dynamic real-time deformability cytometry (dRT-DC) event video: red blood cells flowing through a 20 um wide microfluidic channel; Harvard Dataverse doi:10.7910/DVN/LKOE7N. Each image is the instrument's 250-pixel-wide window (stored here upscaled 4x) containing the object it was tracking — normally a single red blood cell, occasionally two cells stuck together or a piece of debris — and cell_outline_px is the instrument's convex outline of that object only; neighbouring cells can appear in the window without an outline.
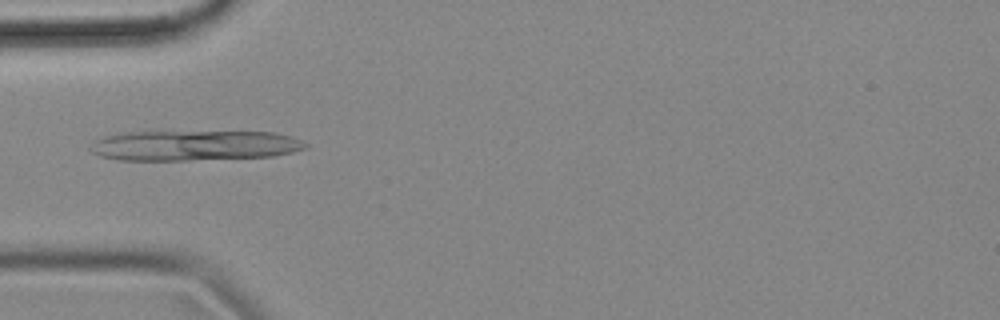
{"species": "common noctule bat (a hibernating species)", "species_latin": "Nyctalus noctula", "temperature_condition": "cold", "stored_images_in_passage": 23, "segment_of_instrument_passage": [1, 2], "camera_frame_rate_fps": 3000, "um_per_image_px": 0.085, "animal": {"sex": "female", "body_mass_g": 18.4}, "frame": {"image": 1, "passage_image": 17, "time_ms": 5.333, "image_size_px": [1000, 320], "cell_outline_px": [[308, 148], [276, 156], [188, 160], [116, 160], [100, 156], [92, 152], [88, 148], [96, 140], [104, 136], [120, 132], [276, 132], [292, 136], [308, 144]], "centroid_in_image_um": [16.52, 12.37], "position_along_channel_um": 68.5, "area_um2": 38.09}}
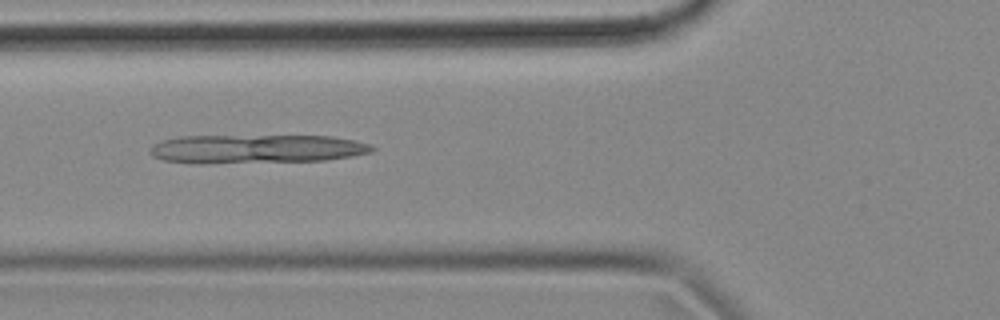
{"frame": {"image": 2, "passage_image": 20, "time_ms": 6.333, "image_size_px": [1000, 320], "cell_outline_px": [[376, 148], [372, 152], [352, 156], [324, 160], [204, 164], [196, 164], [164, 160], [152, 156], [148, 152], [148, 148], [152, 144], [160, 140], [180, 136], [332, 136], [356, 140], [372, 144]], "centroid_in_image_um": [21.75, 12.66], "position_along_channel_um": 104.1, "area_um2": 37.8}}